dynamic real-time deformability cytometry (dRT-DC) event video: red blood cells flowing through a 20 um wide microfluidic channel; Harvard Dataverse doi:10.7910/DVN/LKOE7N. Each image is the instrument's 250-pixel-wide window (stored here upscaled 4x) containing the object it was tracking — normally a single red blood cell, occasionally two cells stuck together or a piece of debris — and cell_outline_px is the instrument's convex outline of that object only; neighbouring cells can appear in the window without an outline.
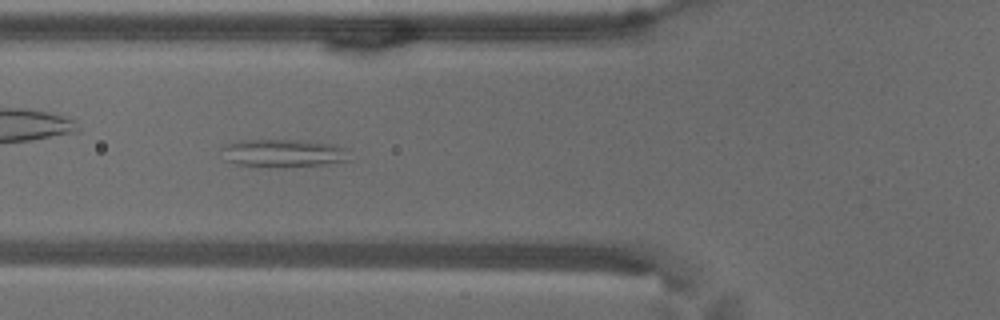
{"species": "common noctule bat (a hibernating species)", "species_latin": "Nyctalus noctula", "temperature_condition": "warm", "stored_images_in_passage": 49, "camera_frame_rate_fps": 3000, "um_per_image_px": 0.085, "animal": {"sex": "male", "body_mass_g": 18.8}, "frame": {"image": 1, "passage_image": 14, "time_ms": 4.333, "image_size_px": [1000, 320], "cell_outline_px": [[348, 160], [320, 164], [276, 168], [236, 164], [224, 160], [220, 148], [224, 144], [244, 140], [300, 140], [332, 144], [348, 148]], "centroid_in_image_um": [24.01, 13.02], "position_along_channel_um": 101.8, "area_um2": 20.92}}
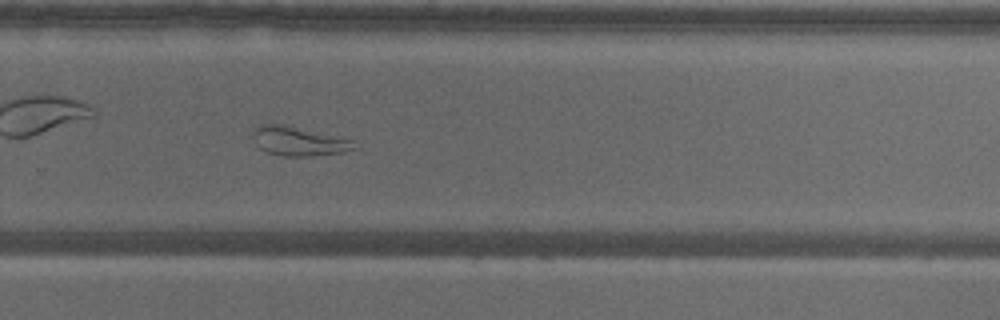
{"frame": {"image": 2, "passage_image": 31, "time_ms": 10.0, "image_size_px": [1000, 320], "cell_outline_px": [[360, 148], [344, 152], [312, 156], [280, 156], [268, 152], [260, 148], [256, 144], [252, 136], [252, 132], [260, 124], [284, 124], [352, 140]], "centroid_in_image_um": [25.4, 12.01], "position_along_channel_um": 304.4, "area_um2": 17.22}}
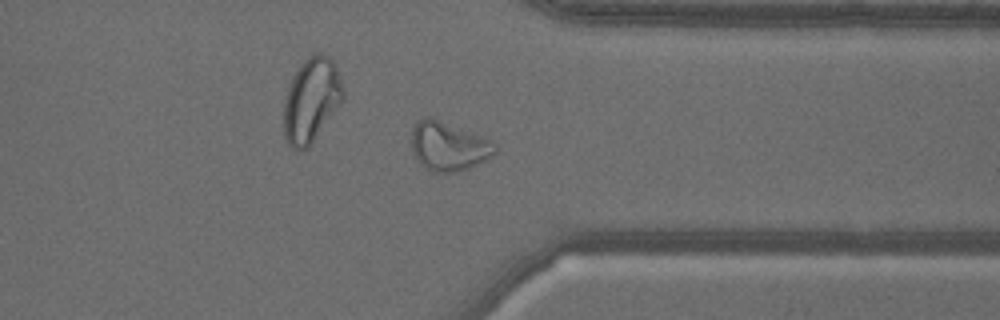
{"frame": {"image": 3, "passage_image": 37, "time_ms": 12.0, "image_size_px": [1000, 320], "cell_outline_px": [[496, 152], [484, 160], [468, 168], [456, 172], [432, 172], [420, 164], [416, 160], [412, 152], [412, 128], [420, 120], [428, 116], [432, 116], [492, 140], [496, 148]], "centroid_in_image_um": [38.09, 12.42], "position_along_channel_um": 373.3, "area_um2": 23.81}, "authors_computed_cell_mechanics": {"area_um2": 23.4668, "velocity_mm_per_s": 3.5807, "shape_relaxation_time_tau1_ms": null, "shape_relaxation_time_tau2_ms": 2.4254, "deformation_change_tau1": null, "deformation_change_tau2": 0.0885}}